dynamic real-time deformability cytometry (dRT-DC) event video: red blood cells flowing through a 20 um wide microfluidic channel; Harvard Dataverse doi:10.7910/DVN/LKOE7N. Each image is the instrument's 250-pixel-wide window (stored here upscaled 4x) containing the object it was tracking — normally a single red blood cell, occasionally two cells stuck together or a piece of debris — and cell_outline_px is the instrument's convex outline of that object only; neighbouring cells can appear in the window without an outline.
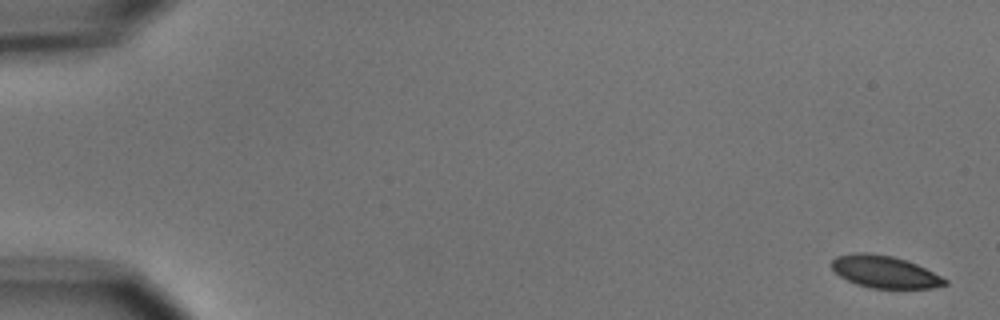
{"species": "common noctule bat (a hibernating species)", "species_latin": "Nyctalus noctula", "temperature_condition": "cold", "stored_images_in_passage": 5, "camera_frame_rate_fps": 3000, "um_per_image_px": 0.085, "animal": {"sex": "male", "body_mass_g": 15.6}, "frame": {"image": 1, "passage_image": 1, "time_ms": 0.0, "image_size_px": [1000, 320], "cell_outline_px": [[948, 284], [932, 288], [868, 288], [856, 284], [840, 276], [828, 264], [836, 256], [856, 252], [868, 252], [892, 256], [916, 264], [948, 280]], "centroid_in_image_um": [75.15, 23.1], "position_along_channel_um": 9.8, "area_um2": 21.21}}
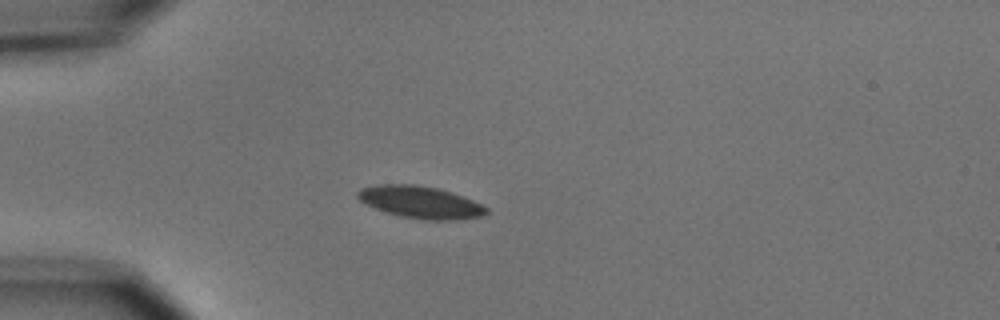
{"frame": {"image": 2, "passage_image": 5, "time_ms": 4.667, "image_size_px": [1000, 320], "cell_outline_px": [[488, 212], [484, 216], [460, 220], [428, 220], [400, 216], [376, 208], [360, 200], [356, 196], [356, 192], [360, 188], [376, 184], [416, 184], [436, 188], [452, 192], [472, 200], [488, 208]], "centroid_in_image_um": [35.75, 17.18], "position_along_channel_um": 49.2, "area_um2": 24.1}}